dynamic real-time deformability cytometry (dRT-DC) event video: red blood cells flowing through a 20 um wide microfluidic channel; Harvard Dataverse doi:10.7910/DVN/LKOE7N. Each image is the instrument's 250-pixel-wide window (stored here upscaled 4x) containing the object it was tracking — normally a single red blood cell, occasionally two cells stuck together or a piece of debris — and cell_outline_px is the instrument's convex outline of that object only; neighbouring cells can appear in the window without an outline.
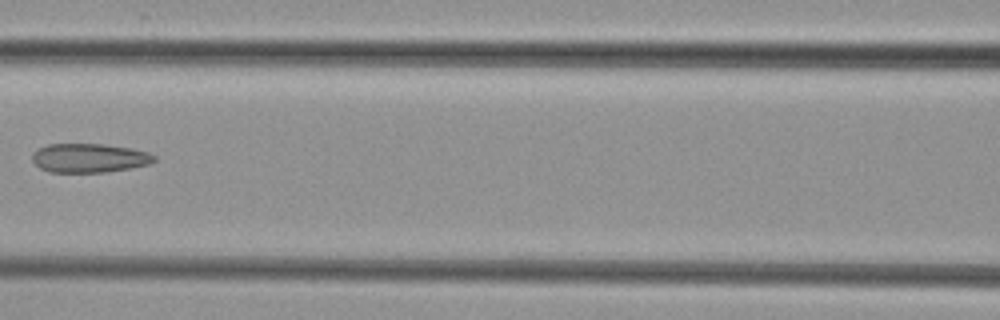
{"species": "common noctule bat (a hibernating species)", "species_latin": "Nyctalus noctula", "temperature_condition": "cold", "stored_images_in_passage": 5, "camera_frame_rate_fps": 3000, "um_per_image_px": 0.085, "animal": {"sex": "female", "body_mass_g": 29.2, "forearm_length_mm": 56.3}, "frame": {"image": 1, "passage_image": 5, "time_ms": 5.667, "image_size_px": [1000, 320], "cell_outline_px": [[156, 160], [148, 164], [132, 168], [104, 172], [48, 172], [40, 168], [32, 160], [32, 152], [48, 144], [104, 144], [132, 148], [148, 152], [156, 156]], "centroid_in_image_um": [7.59, 13.43], "position_along_channel_um": 159.0, "area_um2": 20.69}}